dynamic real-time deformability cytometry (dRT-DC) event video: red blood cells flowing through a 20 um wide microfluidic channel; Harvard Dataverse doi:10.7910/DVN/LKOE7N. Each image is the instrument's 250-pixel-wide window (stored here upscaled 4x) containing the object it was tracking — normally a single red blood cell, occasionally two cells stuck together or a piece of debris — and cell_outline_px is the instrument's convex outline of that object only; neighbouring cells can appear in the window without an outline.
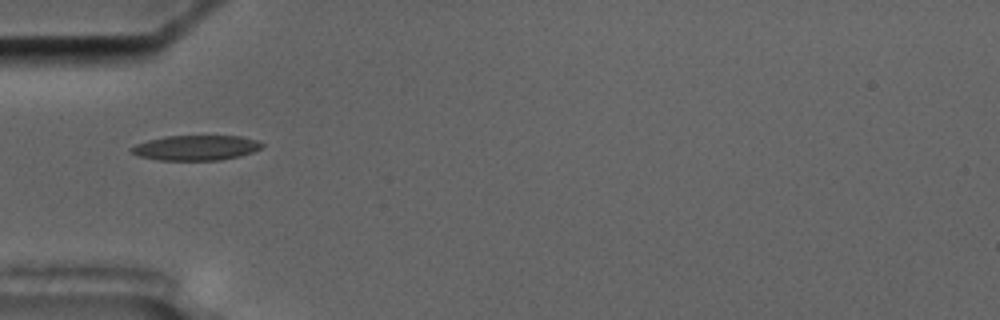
{"species": "common noctule bat (a hibernating species)", "species_latin": "Nyctalus noctula", "temperature_condition": "cold", "stored_images_in_passage": 4, "camera_frame_rate_fps": 3000, "um_per_image_px": 0.085, "animal": {"sex": "male", "body_mass_g": 17.5, "forearm_length_mm": 52.3}, "frame": {"image": 1, "passage_image": 2, "time_ms": 2.0, "image_size_px": [1000, 320], "cell_outline_px": [[264, 144], [260, 148], [252, 152], [240, 156], [220, 160], [156, 160], [140, 156], [132, 152], [128, 148], [136, 144], [148, 140], [164, 136], [240, 136], [256, 140]], "centroid_in_image_um": [16.63, 12.56], "position_along_channel_um": 68.4, "area_um2": 19.02}}